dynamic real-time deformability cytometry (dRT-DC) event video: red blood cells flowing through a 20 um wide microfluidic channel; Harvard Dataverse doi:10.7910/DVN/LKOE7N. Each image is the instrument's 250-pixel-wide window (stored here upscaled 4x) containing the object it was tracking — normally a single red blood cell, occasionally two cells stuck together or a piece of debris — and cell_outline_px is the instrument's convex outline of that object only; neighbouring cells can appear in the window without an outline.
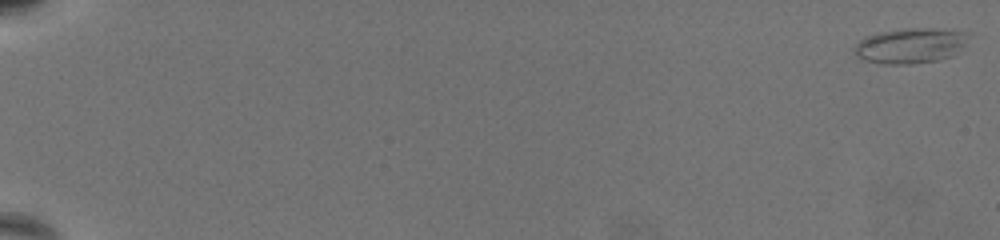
{"species": "common noctule bat (a hibernating species)", "species_latin": "Nyctalus noctula", "temperature_condition": "warm", "stored_images_in_passage": 32, "camera_frame_rate_fps": 3000, "um_per_image_px": 0.085, "animal": {"sex": "female", "body_mass_g": 19.5, "forearm_length_mm": 54.1}, "frame": {"image": 1, "passage_image": 1, "time_ms": 0.0, "image_size_px": [1000, 240], "cell_outline_px": [[968, 32], [964, 44], [952, 56], [936, 60], [908, 64], [880, 64], [864, 60], [856, 56], [856, 44], [864, 36], [880, 32], [904, 28], [932, 28]], "centroid_in_image_um": [77.34, 3.88], "position_along_channel_um": 7.7, "area_um2": 23.24}}
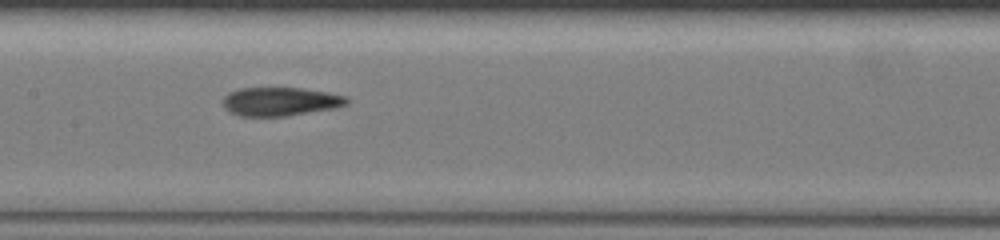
{"frame": {"image": 2, "passage_image": 19, "time_ms": 6.0, "image_size_px": [1000, 240], "cell_outline_px": [[348, 104], [336, 108], [288, 116], [236, 116], [228, 112], [224, 104], [224, 96], [228, 92], [240, 88], [300, 88], [328, 92], [348, 96]], "centroid_in_image_um": [23.84, 8.64], "position_along_channel_um": 183.6, "area_um2": 20.87}}
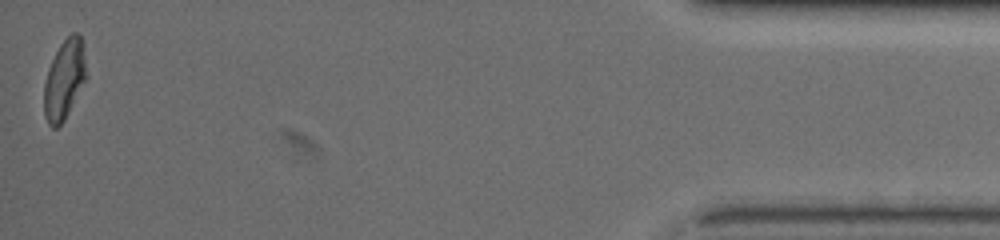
{"frame": {"image": 3, "passage_image": 32, "time_ms": 10.333, "image_size_px": [1000, 240], "cell_outline_px": [[88, 76], [64, 120], [56, 128], [52, 128], [48, 124], [44, 116], [44, 84], [48, 68], [60, 44], [72, 32], [76, 32], [80, 36], [84, 44]], "centroid_in_image_um": [5.49, 6.74], "position_along_channel_um": 429.7, "area_um2": 19.83}, "authors_computed_cell_mechanics": {"area_um2": 20.9236, "velocity_mm_per_s": 4.8283, "shape_relaxation_time_tau1_ms": null, "shape_relaxation_time_tau2_ms": 2.0118, "deformation_change_tau1": null, "deformation_change_tau2": 0.1123}}